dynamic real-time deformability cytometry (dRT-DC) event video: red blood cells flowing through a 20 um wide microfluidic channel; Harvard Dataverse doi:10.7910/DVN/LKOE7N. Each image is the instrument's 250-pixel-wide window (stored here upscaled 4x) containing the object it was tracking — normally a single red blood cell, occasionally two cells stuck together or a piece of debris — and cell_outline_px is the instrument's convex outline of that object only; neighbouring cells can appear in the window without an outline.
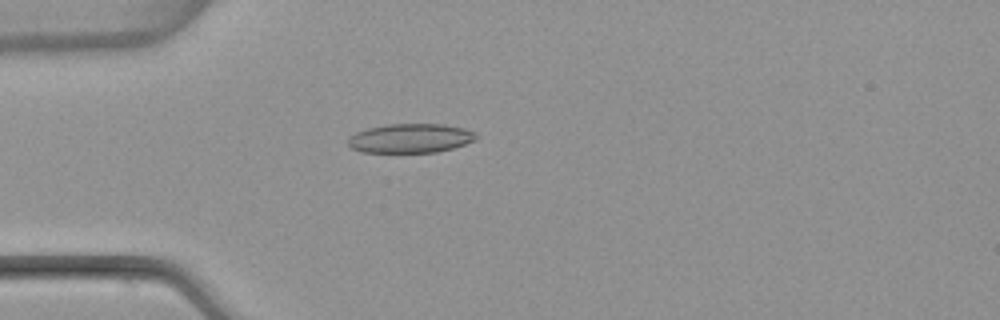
{"species": "common noctule bat (a hibernating species)", "species_latin": "Nyctalus noctula", "temperature_condition": "warm", "stored_images_in_passage": 3, "camera_frame_rate_fps": 3000, "um_per_image_px": 0.085, "animal": {"sex": "female", "body_mass_g": 22.7, "forearm_length_mm": 54.2}, "frame": {"image": 1, "passage_image": 2, "time_ms": 1.333, "image_size_px": [1000, 320], "cell_outline_px": [[476, 140], [452, 148], [436, 152], [360, 152], [352, 148], [348, 144], [348, 136], [356, 132], [368, 128], [388, 124], [444, 124], [464, 128], [476, 132]], "centroid_in_image_um": [34.88, 11.75], "position_along_channel_um": 50.1, "area_um2": 21.79}}